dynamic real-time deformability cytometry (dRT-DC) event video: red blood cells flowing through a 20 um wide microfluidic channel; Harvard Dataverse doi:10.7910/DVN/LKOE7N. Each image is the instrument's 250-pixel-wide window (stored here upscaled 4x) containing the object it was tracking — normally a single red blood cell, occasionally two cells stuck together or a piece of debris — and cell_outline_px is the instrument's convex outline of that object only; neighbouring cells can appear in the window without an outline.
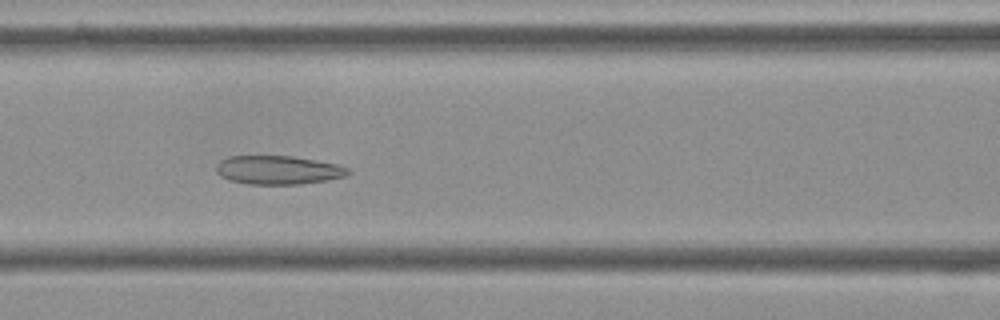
{"species": "Egyptian fruit bat (a non-hibernating species)", "species_latin": "Rousettus aegyptiacus", "temperature_condition": "cold", "stored_images_in_passage": 10, "camera_frame_rate_fps": 3000, "um_per_image_px": 0.085, "frame": {"image": 1, "passage_image": 6, "time_ms": 1.667, "image_size_px": [1000, 320], "cell_outline_px": [[352, 172], [344, 176], [328, 180], [300, 184], [248, 184], [228, 180], [220, 176], [216, 172], [216, 164], [220, 160], [228, 156], [292, 156], [316, 160], [336, 164], [348, 168]], "centroid_in_image_um": [23.61, 14.45], "position_along_channel_um": 143.0, "area_um2": 22.14}}
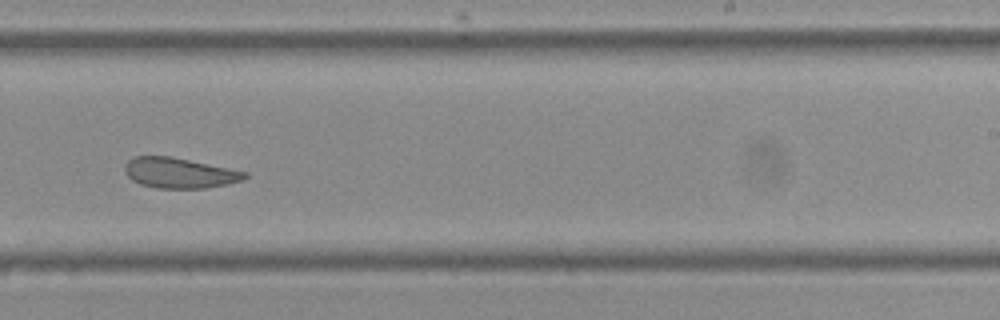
{"frame": {"image": 2, "passage_image": 9, "time_ms": 2.667, "image_size_px": [1000, 320], "cell_outline_px": [[248, 176], [244, 180], [228, 184], [204, 188], [156, 188], [140, 184], [132, 180], [124, 172], [124, 164], [128, 160], [136, 156], [172, 156], [248, 172]], "centroid_in_image_um": [15.25, 14.7], "position_along_channel_um": 273.8, "area_um2": 21.39}}
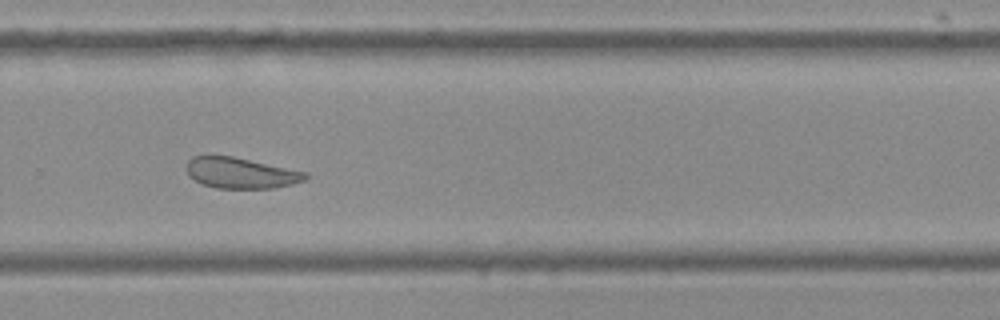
{"frame": {"image": 3, "passage_image": 10, "time_ms": 3.0, "image_size_px": [1000, 320], "cell_outline_px": [[308, 176], [304, 180], [292, 184], [272, 188], [216, 188], [204, 184], [188, 176], [184, 168], [188, 160], [192, 156], [232, 156], [308, 172]], "centroid_in_image_um": [20.44, 14.7], "position_along_channel_um": 309.4, "area_um2": 21.33}}